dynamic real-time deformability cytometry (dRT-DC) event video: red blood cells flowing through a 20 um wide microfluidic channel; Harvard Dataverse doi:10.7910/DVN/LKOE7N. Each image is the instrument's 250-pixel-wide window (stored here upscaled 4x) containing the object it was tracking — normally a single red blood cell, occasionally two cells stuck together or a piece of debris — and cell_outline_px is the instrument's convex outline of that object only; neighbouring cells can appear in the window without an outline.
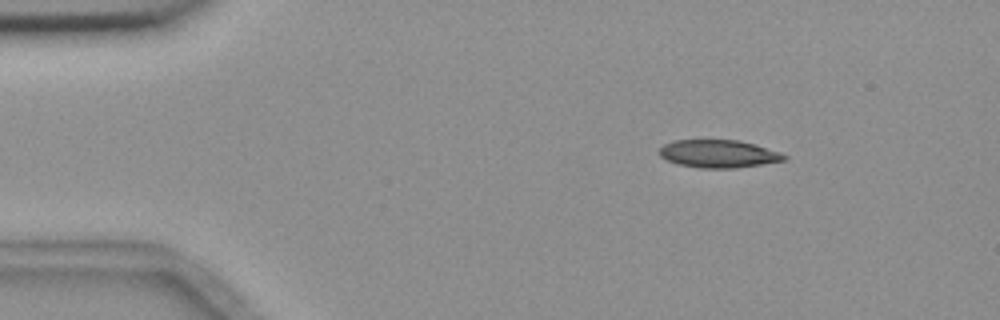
{"species": "common noctule bat (a hibernating species)", "species_latin": "Nyctalus noctula", "temperature_condition": "room temperature", "stored_images_in_passage": 6, "camera_frame_rate_fps": 3000, "um_per_image_px": 0.085, "animal": {"sex": "female", "body_mass_g": 18.4}, "frame": {"image": 1, "passage_image": 2, "time_ms": 1.333, "image_size_px": [1000, 320], "cell_outline_px": [[788, 160], [736, 168], [700, 168], [676, 164], [660, 156], [660, 148], [664, 144], [672, 140], [740, 140], [756, 144], [780, 152], [788, 156]], "centroid_in_image_um": [61.1, 13.07], "position_along_channel_um": 23.9, "area_um2": 20.4}}
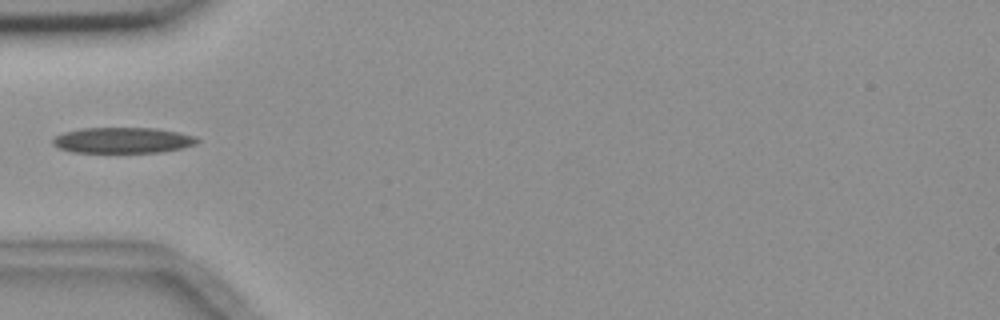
{"frame": {"image": 2, "passage_image": 5, "time_ms": 4.667, "image_size_px": [1000, 320], "cell_outline_px": [[200, 140], [196, 144], [180, 148], [160, 152], [72, 152], [60, 148], [52, 144], [52, 140], [56, 136], [64, 132], [80, 128], [156, 128], [180, 132], [196, 136]], "centroid_in_image_um": [10.45, 11.91], "position_along_channel_um": 74.6, "area_um2": 21.68}}